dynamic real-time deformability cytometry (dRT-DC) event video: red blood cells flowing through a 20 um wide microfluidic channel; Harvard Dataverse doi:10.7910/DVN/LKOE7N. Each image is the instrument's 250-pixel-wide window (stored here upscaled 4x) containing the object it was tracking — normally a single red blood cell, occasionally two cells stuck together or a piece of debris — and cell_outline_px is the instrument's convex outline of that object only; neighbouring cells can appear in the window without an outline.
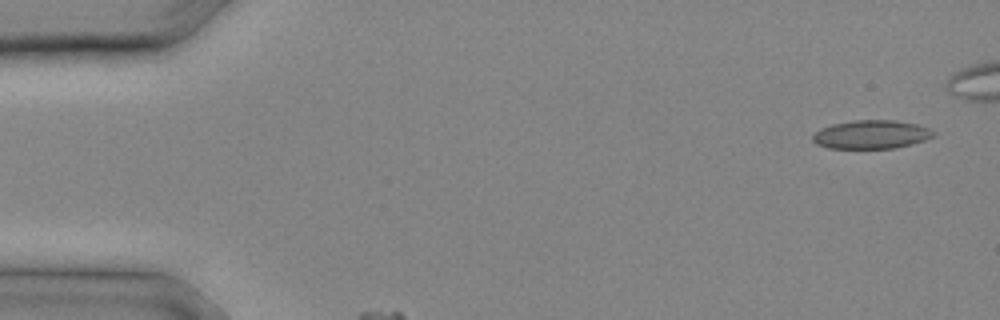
{"species": "common noctule bat (a hibernating species)", "species_latin": "Nyctalus noctula", "temperature_condition": "cold", "stored_images_in_passage": 19, "camera_frame_rate_fps": 3000, "um_per_image_px": 0.085, "animal": {"sex": "male", "body_mass_g": 20.4}, "frame": {"image": 1, "passage_image": 1, "time_ms": 0.0, "image_size_px": [1000, 320], "cell_outline_px": [[936, 136], [912, 144], [892, 148], [828, 148], [816, 144], [812, 140], [812, 136], [820, 128], [832, 124], [852, 120], [896, 120], [916, 124], [928, 128], [936, 132]], "centroid_in_image_um": [74.06, 11.42], "position_along_channel_um": 10.9, "area_um2": 20.17}}
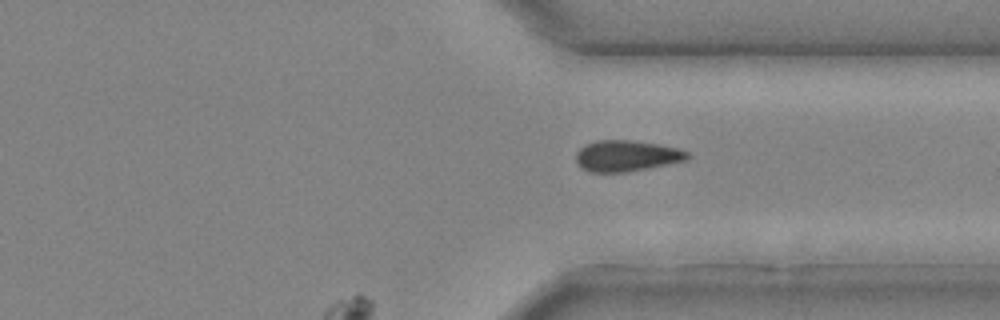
{"frame": {"image": 2, "passage_image": 19, "time_ms": 6.0, "image_size_px": [1000, 320], "cell_outline_px": [[692, 156], [688, 160], [628, 172], [588, 172], [580, 168], [576, 160], [576, 152], [584, 144], [596, 140], [628, 140], [656, 144], [680, 148], [688, 152]], "centroid_in_image_um": [53.25, 13.25], "position_along_channel_um": 358.1, "area_um2": 20.4}}